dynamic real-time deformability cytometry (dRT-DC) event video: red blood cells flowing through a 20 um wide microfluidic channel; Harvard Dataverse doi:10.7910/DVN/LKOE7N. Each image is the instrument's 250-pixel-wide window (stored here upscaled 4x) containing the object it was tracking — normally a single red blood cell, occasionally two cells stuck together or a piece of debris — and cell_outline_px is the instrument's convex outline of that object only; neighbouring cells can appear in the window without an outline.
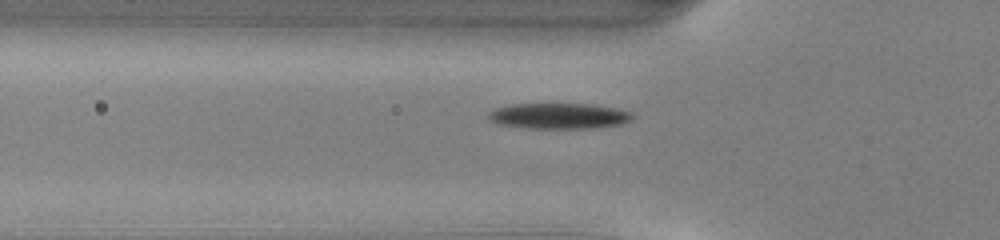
{"species": "common noctule bat (a hibernating species)", "species_latin": "Nyctalus noctula", "temperature_condition": "warm", "stored_images_in_passage": 37, "camera_frame_rate_fps": 3000, "um_per_image_px": 0.085, "animal": {"sex": "male", "body_mass_g": 13.0, "forearm_length_mm": 53.1}, "frame": {"image": 1, "passage_image": 7, "time_ms": 2.0, "image_size_px": [1000, 240], "cell_outline_px": [[636, 116], [632, 120], [620, 124], [596, 128], [528, 128], [500, 124], [488, 120], [488, 112], [496, 108], [512, 104], [592, 104], [616, 108], [632, 112]], "centroid_in_image_um": [47.55, 9.85], "position_along_channel_um": 78.3, "area_um2": 21.68}}
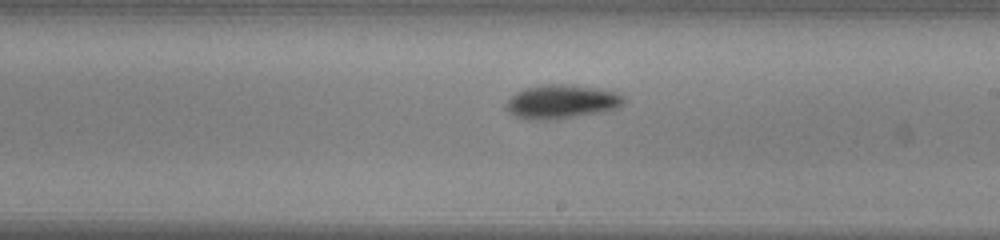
{"frame": {"image": 2, "passage_image": 19, "time_ms": 6.0, "image_size_px": [1000, 240], "cell_outline_px": [[624, 104], [620, 108], [600, 112], [556, 120], [528, 120], [516, 116], [508, 112], [504, 104], [516, 92], [524, 88], [544, 84], [572, 84], [600, 88], [616, 92], [624, 96]], "centroid_in_image_um": [47.74, 8.64], "position_along_channel_um": 241.3, "area_um2": 23.7}}
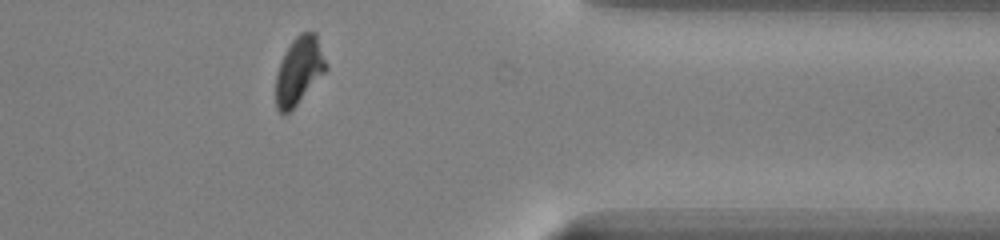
{"frame": {"image": 3, "passage_image": 31, "time_ms": 10.0, "image_size_px": [1000, 240], "cell_outline_px": [[328, 68], [296, 104], [284, 116], [276, 108], [276, 72], [292, 40], [300, 32], [316, 32], [328, 64]], "centroid_in_image_um": [25.43, 5.97], "position_along_channel_um": 386.0, "area_um2": 19.48}, "authors_computed_cell_mechanics": {"area_um2": 20.808, "velocity_mm_per_s": 4.077, "shape_relaxation_time_tau1_ms": 2.0191, "shape_relaxation_time_tau2_ms": 4.255, "deformation_change_tau1": 0.1396, "deformation_change_tau2": 0.0955}}